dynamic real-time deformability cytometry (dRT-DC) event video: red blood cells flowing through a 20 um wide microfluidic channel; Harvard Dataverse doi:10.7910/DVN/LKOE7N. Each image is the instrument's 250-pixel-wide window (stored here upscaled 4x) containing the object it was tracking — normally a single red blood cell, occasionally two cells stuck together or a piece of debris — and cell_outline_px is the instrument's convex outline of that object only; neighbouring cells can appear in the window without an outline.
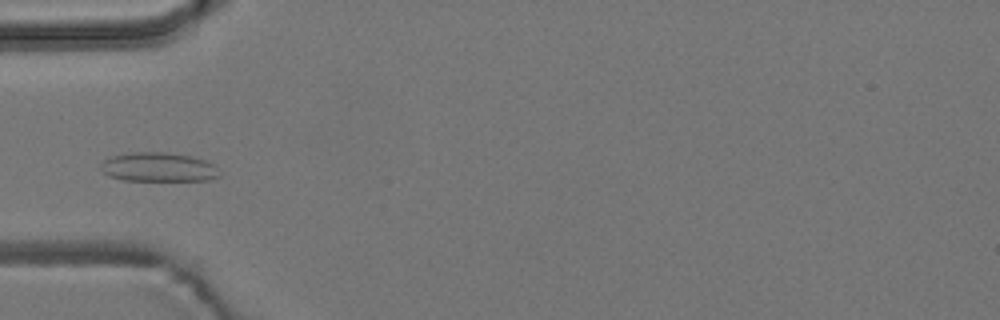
{"species": "common noctule bat (a hibernating species)", "species_latin": "Nyctalus noctula", "temperature_condition": "room temperature", "stored_images_in_passage": 5, "camera_frame_rate_fps": 3000, "um_per_image_px": 0.085, "animal": {"sex": "male", "body_mass_g": 19.2, "forearm_length_mm": 51.8}, "frame": {"image": 1, "passage_image": 4, "time_ms": 1.0, "image_size_px": [1000, 320], "cell_outline_px": [[220, 176], [212, 180], [124, 180], [108, 176], [100, 168], [100, 164], [104, 160], [112, 156], [132, 152], [168, 152], [192, 156], [204, 160], [212, 164]], "centroid_in_image_um": [13.44, 14.2], "position_along_channel_um": 71.6, "area_um2": 20.06}}